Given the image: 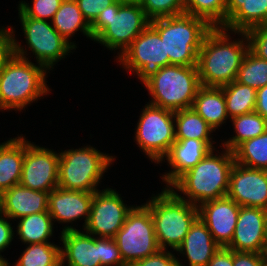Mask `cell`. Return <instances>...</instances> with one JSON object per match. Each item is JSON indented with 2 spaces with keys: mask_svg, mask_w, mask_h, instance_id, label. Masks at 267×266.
<instances>
[{
  "mask_svg": "<svg viewBox=\"0 0 267 266\" xmlns=\"http://www.w3.org/2000/svg\"><path fill=\"white\" fill-rule=\"evenodd\" d=\"M228 31L223 27H213L204 38L197 61L202 86L222 87L237 78L243 58L249 50V40L245 31H234L235 34H242L243 38L232 42Z\"/></svg>",
  "mask_w": 267,
  "mask_h": 266,
  "instance_id": "cell-1",
  "label": "cell"
},
{
  "mask_svg": "<svg viewBox=\"0 0 267 266\" xmlns=\"http://www.w3.org/2000/svg\"><path fill=\"white\" fill-rule=\"evenodd\" d=\"M221 155L214 149L194 167L180 175L169 188L181 199L199 206L201 203L227 196L230 173L235 164L233 152L227 148ZM188 199L179 195L174 189Z\"/></svg>",
  "mask_w": 267,
  "mask_h": 266,
  "instance_id": "cell-2",
  "label": "cell"
},
{
  "mask_svg": "<svg viewBox=\"0 0 267 266\" xmlns=\"http://www.w3.org/2000/svg\"><path fill=\"white\" fill-rule=\"evenodd\" d=\"M26 49L14 40V56L0 72V109L22 110L49 93L45 78L47 69L30 62Z\"/></svg>",
  "mask_w": 267,
  "mask_h": 266,
  "instance_id": "cell-3",
  "label": "cell"
},
{
  "mask_svg": "<svg viewBox=\"0 0 267 266\" xmlns=\"http://www.w3.org/2000/svg\"><path fill=\"white\" fill-rule=\"evenodd\" d=\"M164 42L169 65L197 66L204 38L213 28L206 20L189 14L150 20Z\"/></svg>",
  "mask_w": 267,
  "mask_h": 266,
  "instance_id": "cell-4",
  "label": "cell"
},
{
  "mask_svg": "<svg viewBox=\"0 0 267 266\" xmlns=\"http://www.w3.org/2000/svg\"><path fill=\"white\" fill-rule=\"evenodd\" d=\"M150 24L139 3L121 2L102 9L91 24L92 39L109 50H120L119 57Z\"/></svg>",
  "mask_w": 267,
  "mask_h": 266,
  "instance_id": "cell-5",
  "label": "cell"
},
{
  "mask_svg": "<svg viewBox=\"0 0 267 266\" xmlns=\"http://www.w3.org/2000/svg\"><path fill=\"white\" fill-rule=\"evenodd\" d=\"M151 212L157 242L161 249L175 250L199 217L198 206L178 197L169 187L144 204Z\"/></svg>",
  "mask_w": 267,
  "mask_h": 266,
  "instance_id": "cell-6",
  "label": "cell"
},
{
  "mask_svg": "<svg viewBox=\"0 0 267 266\" xmlns=\"http://www.w3.org/2000/svg\"><path fill=\"white\" fill-rule=\"evenodd\" d=\"M157 107L178 111L192 108L197 91L201 86L197 66L168 65L144 83Z\"/></svg>",
  "mask_w": 267,
  "mask_h": 266,
  "instance_id": "cell-7",
  "label": "cell"
},
{
  "mask_svg": "<svg viewBox=\"0 0 267 266\" xmlns=\"http://www.w3.org/2000/svg\"><path fill=\"white\" fill-rule=\"evenodd\" d=\"M112 161L113 156L91 146L61 151L58 187L64 190L96 192V187Z\"/></svg>",
  "mask_w": 267,
  "mask_h": 266,
  "instance_id": "cell-8",
  "label": "cell"
},
{
  "mask_svg": "<svg viewBox=\"0 0 267 266\" xmlns=\"http://www.w3.org/2000/svg\"><path fill=\"white\" fill-rule=\"evenodd\" d=\"M141 112L135 141L152 162L159 164L176 141L174 111L148 103Z\"/></svg>",
  "mask_w": 267,
  "mask_h": 266,
  "instance_id": "cell-9",
  "label": "cell"
},
{
  "mask_svg": "<svg viewBox=\"0 0 267 266\" xmlns=\"http://www.w3.org/2000/svg\"><path fill=\"white\" fill-rule=\"evenodd\" d=\"M114 239L127 266L161 249L151 212L145 205L133 207Z\"/></svg>",
  "mask_w": 267,
  "mask_h": 266,
  "instance_id": "cell-10",
  "label": "cell"
},
{
  "mask_svg": "<svg viewBox=\"0 0 267 266\" xmlns=\"http://www.w3.org/2000/svg\"><path fill=\"white\" fill-rule=\"evenodd\" d=\"M118 58L124 69L136 73L142 83L169 65L164 42L150 24Z\"/></svg>",
  "mask_w": 267,
  "mask_h": 266,
  "instance_id": "cell-11",
  "label": "cell"
},
{
  "mask_svg": "<svg viewBox=\"0 0 267 266\" xmlns=\"http://www.w3.org/2000/svg\"><path fill=\"white\" fill-rule=\"evenodd\" d=\"M28 48L35 54L37 64L43 65L48 71L59 59L75 49L46 20H38L28 16H19Z\"/></svg>",
  "mask_w": 267,
  "mask_h": 266,
  "instance_id": "cell-12",
  "label": "cell"
},
{
  "mask_svg": "<svg viewBox=\"0 0 267 266\" xmlns=\"http://www.w3.org/2000/svg\"><path fill=\"white\" fill-rule=\"evenodd\" d=\"M103 190L94 192L89 220L84 230L93 236L114 238L134 206L125 205L115 190Z\"/></svg>",
  "mask_w": 267,
  "mask_h": 266,
  "instance_id": "cell-13",
  "label": "cell"
},
{
  "mask_svg": "<svg viewBox=\"0 0 267 266\" xmlns=\"http://www.w3.org/2000/svg\"><path fill=\"white\" fill-rule=\"evenodd\" d=\"M60 153L39 147L25 140V157L20 185L33 190L50 192L58 187Z\"/></svg>",
  "mask_w": 267,
  "mask_h": 266,
  "instance_id": "cell-14",
  "label": "cell"
},
{
  "mask_svg": "<svg viewBox=\"0 0 267 266\" xmlns=\"http://www.w3.org/2000/svg\"><path fill=\"white\" fill-rule=\"evenodd\" d=\"M227 196L240 206L267 210V170L247 168L235 162Z\"/></svg>",
  "mask_w": 267,
  "mask_h": 266,
  "instance_id": "cell-15",
  "label": "cell"
},
{
  "mask_svg": "<svg viewBox=\"0 0 267 266\" xmlns=\"http://www.w3.org/2000/svg\"><path fill=\"white\" fill-rule=\"evenodd\" d=\"M199 218L205 223L220 247H227L234 236L240 205L228 196L209 200L198 206Z\"/></svg>",
  "mask_w": 267,
  "mask_h": 266,
  "instance_id": "cell-16",
  "label": "cell"
},
{
  "mask_svg": "<svg viewBox=\"0 0 267 266\" xmlns=\"http://www.w3.org/2000/svg\"><path fill=\"white\" fill-rule=\"evenodd\" d=\"M266 224L267 210L240 206L234 236L227 248L237 252L261 253Z\"/></svg>",
  "mask_w": 267,
  "mask_h": 266,
  "instance_id": "cell-17",
  "label": "cell"
},
{
  "mask_svg": "<svg viewBox=\"0 0 267 266\" xmlns=\"http://www.w3.org/2000/svg\"><path fill=\"white\" fill-rule=\"evenodd\" d=\"M61 261L67 266H101L100 237L81 232L73 226L61 231ZM64 248V249H63Z\"/></svg>",
  "mask_w": 267,
  "mask_h": 266,
  "instance_id": "cell-18",
  "label": "cell"
},
{
  "mask_svg": "<svg viewBox=\"0 0 267 266\" xmlns=\"http://www.w3.org/2000/svg\"><path fill=\"white\" fill-rule=\"evenodd\" d=\"M94 192L64 190L60 187L49 192L48 211L52 220L70 223L85 218V228L89 216Z\"/></svg>",
  "mask_w": 267,
  "mask_h": 266,
  "instance_id": "cell-19",
  "label": "cell"
},
{
  "mask_svg": "<svg viewBox=\"0 0 267 266\" xmlns=\"http://www.w3.org/2000/svg\"><path fill=\"white\" fill-rule=\"evenodd\" d=\"M212 142L214 143L197 139H176L165 157L173 168L162 176L166 186L169 187L180 175L199 163L211 149H216Z\"/></svg>",
  "mask_w": 267,
  "mask_h": 266,
  "instance_id": "cell-20",
  "label": "cell"
},
{
  "mask_svg": "<svg viewBox=\"0 0 267 266\" xmlns=\"http://www.w3.org/2000/svg\"><path fill=\"white\" fill-rule=\"evenodd\" d=\"M49 192L19 185L0 195V211L10 219L48 211Z\"/></svg>",
  "mask_w": 267,
  "mask_h": 266,
  "instance_id": "cell-21",
  "label": "cell"
},
{
  "mask_svg": "<svg viewBox=\"0 0 267 266\" xmlns=\"http://www.w3.org/2000/svg\"><path fill=\"white\" fill-rule=\"evenodd\" d=\"M220 246L198 217L176 251L186 255L190 266H206ZM179 266H183L179 263Z\"/></svg>",
  "mask_w": 267,
  "mask_h": 266,
  "instance_id": "cell-22",
  "label": "cell"
},
{
  "mask_svg": "<svg viewBox=\"0 0 267 266\" xmlns=\"http://www.w3.org/2000/svg\"><path fill=\"white\" fill-rule=\"evenodd\" d=\"M267 24V0H226V23L231 32Z\"/></svg>",
  "mask_w": 267,
  "mask_h": 266,
  "instance_id": "cell-23",
  "label": "cell"
},
{
  "mask_svg": "<svg viewBox=\"0 0 267 266\" xmlns=\"http://www.w3.org/2000/svg\"><path fill=\"white\" fill-rule=\"evenodd\" d=\"M25 157V138L21 135L0 144V195L20 184Z\"/></svg>",
  "mask_w": 267,
  "mask_h": 266,
  "instance_id": "cell-24",
  "label": "cell"
},
{
  "mask_svg": "<svg viewBox=\"0 0 267 266\" xmlns=\"http://www.w3.org/2000/svg\"><path fill=\"white\" fill-rule=\"evenodd\" d=\"M192 108L215 130L229 119L221 87L200 86Z\"/></svg>",
  "mask_w": 267,
  "mask_h": 266,
  "instance_id": "cell-25",
  "label": "cell"
},
{
  "mask_svg": "<svg viewBox=\"0 0 267 266\" xmlns=\"http://www.w3.org/2000/svg\"><path fill=\"white\" fill-rule=\"evenodd\" d=\"M52 26L75 49L76 45L69 38L80 30L85 36L92 39L91 25L84 18L76 0H63L60 8L54 14ZM74 33V34H73Z\"/></svg>",
  "mask_w": 267,
  "mask_h": 266,
  "instance_id": "cell-26",
  "label": "cell"
},
{
  "mask_svg": "<svg viewBox=\"0 0 267 266\" xmlns=\"http://www.w3.org/2000/svg\"><path fill=\"white\" fill-rule=\"evenodd\" d=\"M18 220L17 235L24 244L49 242L53 234V220L49 211L26 215Z\"/></svg>",
  "mask_w": 267,
  "mask_h": 266,
  "instance_id": "cell-27",
  "label": "cell"
},
{
  "mask_svg": "<svg viewBox=\"0 0 267 266\" xmlns=\"http://www.w3.org/2000/svg\"><path fill=\"white\" fill-rule=\"evenodd\" d=\"M176 139L212 141L210 133L215 131L193 108L174 112Z\"/></svg>",
  "mask_w": 267,
  "mask_h": 266,
  "instance_id": "cell-28",
  "label": "cell"
},
{
  "mask_svg": "<svg viewBox=\"0 0 267 266\" xmlns=\"http://www.w3.org/2000/svg\"><path fill=\"white\" fill-rule=\"evenodd\" d=\"M226 101L228 117L244 115L255 111L256 90L236 80L221 87Z\"/></svg>",
  "mask_w": 267,
  "mask_h": 266,
  "instance_id": "cell-29",
  "label": "cell"
},
{
  "mask_svg": "<svg viewBox=\"0 0 267 266\" xmlns=\"http://www.w3.org/2000/svg\"><path fill=\"white\" fill-rule=\"evenodd\" d=\"M237 164L252 169L267 170V130L239 144L233 151Z\"/></svg>",
  "mask_w": 267,
  "mask_h": 266,
  "instance_id": "cell-30",
  "label": "cell"
},
{
  "mask_svg": "<svg viewBox=\"0 0 267 266\" xmlns=\"http://www.w3.org/2000/svg\"><path fill=\"white\" fill-rule=\"evenodd\" d=\"M235 136L222 143L221 147L233 151L242 142L255 138L267 130V120L255 111L231 118Z\"/></svg>",
  "mask_w": 267,
  "mask_h": 266,
  "instance_id": "cell-31",
  "label": "cell"
},
{
  "mask_svg": "<svg viewBox=\"0 0 267 266\" xmlns=\"http://www.w3.org/2000/svg\"><path fill=\"white\" fill-rule=\"evenodd\" d=\"M61 261V247L51 242L28 244L14 266H56Z\"/></svg>",
  "mask_w": 267,
  "mask_h": 266,
  "instance_id": "cell-32",
  "label": "cell"
},
{
  "mask_svg": "<svg viewBox=\"0 0 267 266\" xmlns=\"http://www.w3.org/2000/svg\"><path fill=\"white\" fill-rule=\"evenodd\" d=\"M185 13L206 20L212 27L226 23V0H183Z\"/></svg>",
  "mask_w": 267,
  "mask_h": 266,
  "instance_id": "cell-33",
  "label": "cell"
},
{
  "mask_svg": "<svg viewBox=\"0 0 267 266\" xmlns=\"http://www.w3.org/2000/svg\"><path fill=\"white\" fill-rule=\"evenodd\" d=\"M236 81L255 90L267 85V60L259 58L249 49L238 70Z\"/></svg>",
  "mask_w": 267,
  "mask_h": 266,
  "instance_id": "cell-34",
  "label": "cell"
},
{
  "mask_svg": "<svg viewBox=\"0 0 267 266\" xmlns=\"http://www.w3.org/2000/svg\"><path fill=\"white\" fill-rule=\"evenodd\" d=\"M139 4L150 20L185 13L183 0H140Z\"/></svg>",
  "mask_w": 267,
  "mask_h": 266,
  "instance_id": "cell-35",
  "label": "cell"
},
{
  "mask_svg": "<svg viewBox=\"0 0 267 266\" xmlns=\"http://www.w3.org/2000/svg\"><path fill=\"white\" fill-rule=\"evenodd\" d=\"M63 0H33L32 5L25 1L18 5L19 16H28L38 20L52 21Z\"/></svg>",
  "mask_w": 267,
  "mask_h": 266,
  "instance_id": "cell-36",
  "label": "cell"
},
{
  "mask_svg": "<svg viewBox=\"0 0 267 266\" xmlns=\"http://www.w3.org/2000/svg\"><path fill=\"white\" fill-rule=\"evenodd\" d=\"M100 262L101 266H127L114 238L100 237Z\"/></svg>",
  "mask_w": 267,
  "mask_h": 266,
  "instance_id": "cell-37",
  "label": "cell"
},
{
  "mask_svg": "<svg viewBox=\"0 0 267 266\" xmlns=\"http://www.w3.org/2000/svg\"><path fill=\"white\" fill-rule=\"evenodd\" d=\"M249 49L259 58L267 60V24L246 31Z\"/></svg>",
  "mask_w": 267,
  "mask_h": 266,
  "instance_id": "cell-38",
  "label": "cell"
},
{
  "mask_svg": "<svg viewBox=\"0 0 267 266\" xmlns=\"http://www.w3.org/2000/svg\"><path fill=\"white\" fill-rule=\"evenodd\" d=\"M179 263V259H177L170 251L167 249H160L151 256L138 260L130 266H179Z\"/></svg>",
  "mask_w": 267,
  "mask_h": 266,
  "instance_id": "cell-39",
  "label": "cell"
},
{
  "mask_svg": "<svg viewBox=\"0 0 267 266\" xmlns=\"http://www.w3.org/2000/svg\"><path fill=\"white\" fill-rule=\"evenodd\" d=\"M116 0H76L84 18L91 25L99 16L102 9L113 4Z\"/></svg>",
  "mask_w": 267,
  "mask_h": 266,
  "instance_id": "cell-40",
  "label": "cell"
},
{
  "mask_svg": "<svg viewBox=\"0 0 267 266\" xmlns=\"http://www.w3.org/2000/svg\"><path fill=\"white\" fill-rule=\"evenodd\" d=\"M12 27L0 29V72L6 63L14 56V34Z\"/></svg>",
  "mask_w": 267,
  "mask_h": 266,
  "instance_id": "cell-41",
  "label": "cell"
},
{
  "mask_svg": "<svg viewBox=\"0 0 267 266\" xmlns=\"http://www.w3.org/2000/svg\"><path fill=\"white\" fill-rule=\"evenodd\" d=\"M265 262L261 253L233 251V266H264Z\"/></svg>",
  "mask_w": 267,
  "mask_h": 266,
  "instance_id": "cell-42",
  "label": "cell"
},
{
  "mask_svg": "<svg viewBox=\"0 0 267 266\" xmlns=\"http://www.w3.org/2000/svg\"><path fill=\"white\" fill-rule=\"evenodd\" d=\"M8 219L9 218L0 211V252L11 244L14 237V231L12 225L7 222Z\"/></svg>",
  "mask_w": 267,
  "mask_h": 266,
  "instance_id": "cell-43",
  "label": "cell"
},
{
  "mask_svg": "<svg viewBox=\"0 0 267 266\" xmlns=\"http://www.w3.org/2000/svg\"><path fill=\"white\" fill-rule=\"evenodd\" d=\"M206 266H233V250L220 247Z\"/></svg>",
  "mask_w": 267,
  "mask_h": 266,
  "instance_id": "cell-44",
  "label": "cell"
},
{
  "mask_svg": "<svg viewBox=\"0 0 267 266\" xmlns=\"http://www.w3.org/2000/svg\"><path fill=\"white\" fill-rule=\"evenodd\" d=\"M255 112L267 120V85L256 90Z\"/></svg>",
  "mask_w": 267,
  "mask_h": 266,
  "instance_id": "cell-45",
  "label": "cell"
},
{
  "mask_svg": "<svg viewBox=\"0 0 267 266\" xmlns=\"http://www.w3.org/2000/svg\"><path fill=\"white\" fill-rule=\"evenodd\" d=\"M261 254L267 261V224H266L265 240H264V245H263Z\"/></svg>",
  "mask_w": 267,
  "mask_h": 266,
  "instance_id": "cell-46",
  "label": "cell"
},
{
  "mask_svg": "<svg viewBox=\"0 0 267 266\" xmlns=\"http://www.w3.org/2000/svg\"><path fill=\"white\" fill-rule=\"evenodd\" d=\"M7 261L8 260H6L5 258L2 257V255H0V266H10Z\"/></svg>",
  "mask_w": 267,
  "mask_h": 266,
  "instance_id": "cell-47",
  "label": "cell"
},
{
  "mask_svg": "<svg viewBox=\"0 0 267 266\" xmlns=\"http://www.w3.org/2000/svg\"><path fill=\"white\" fill-rule=\"evenodd\" d=\"M121 2H129V3H139L140 0H118Z\"/></svg>",
  "mask_w": 267,
  "mask_h": 266,
  "instance_id": "cell-48",
  "label": "cell"
},
{
  "mask_svg": "<svg viewBox=\"0 0 267 266\" xmlns=\"http://www.w3.org/2000/svg\"><path fill=\"white\" fill-rule=\"evenodd\" d=\"M56 266H64V263L62 261H60Z\"/></svg>",
  "mask_w": 267,
  "mask_h": 266,
  "instance_id": "cell-49",
  "label": "cell"
}]
</instances>
